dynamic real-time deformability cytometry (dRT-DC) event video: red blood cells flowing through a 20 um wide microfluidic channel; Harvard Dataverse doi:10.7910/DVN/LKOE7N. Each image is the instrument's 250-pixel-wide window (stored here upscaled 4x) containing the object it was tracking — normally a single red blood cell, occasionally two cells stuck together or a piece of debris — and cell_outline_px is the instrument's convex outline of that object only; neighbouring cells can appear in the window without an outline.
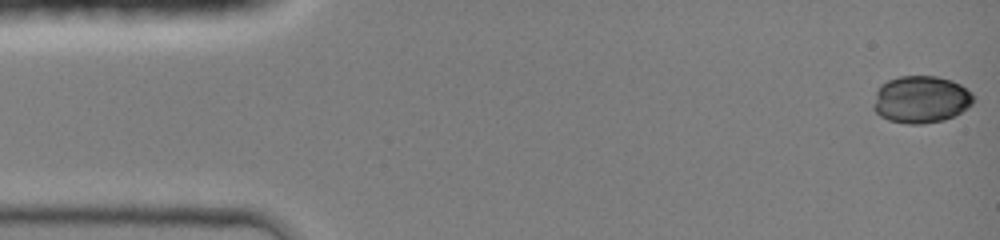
{"species": "common noctule bat (a hibernating species)", "species_latin": "Nyctalus noctula", "temperature_condition": "room temperature", "stored_images_in_passage": 20, "camera_frame_rate_fps": 3000, "um_per_image_px": 0.085, "animal": {"sex": "female", "body_mass_g": 19.0, "forearm_length_mm": 51.5}, "frame": {"image": 1, "passage_image": 1, "time_ms": 0.0, "image_size_px": [1000, 240], "cell_outline_px": [[976, 100], [968, 108], [944, 120], [920, 124], [908, 124], [888, 120], [880, 116], [872, 108], [872, 104], [876, 92], [880, 84], [888, 80], [900, 76], [936, 76], [952, 80], [960, 84], [972, 92], [976, 96]], "centroid_in_image_um": [78.29, 8.45], "position_along_channel_um": 6.7, "area_um2": 27.86}}
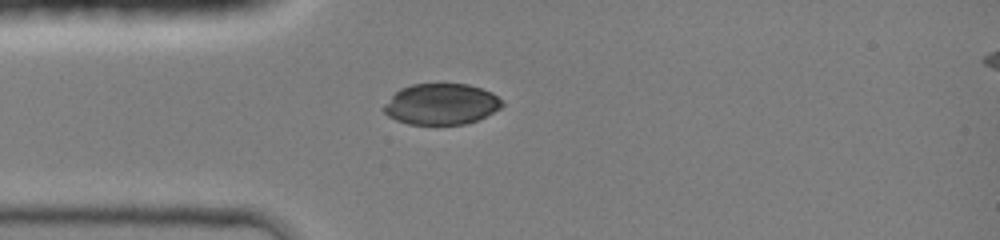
{"frame": {"image": 2, "passage_image": 14, "time_ms": 3.667, "image_size_px": [1000, 240], "cell_outline_px": [[504, 104], [500, 108], [476, 120], [464, 124], [408, 124], [396, 120], [388, 116], [384, 112], [384, 104], [400, 88], [412, 84], [468, 84], [492, 92]], "centroid_in_image_um": [37.48, 8.84], "position_along_channel_um": 47.5, "area_um2": 27.98}}